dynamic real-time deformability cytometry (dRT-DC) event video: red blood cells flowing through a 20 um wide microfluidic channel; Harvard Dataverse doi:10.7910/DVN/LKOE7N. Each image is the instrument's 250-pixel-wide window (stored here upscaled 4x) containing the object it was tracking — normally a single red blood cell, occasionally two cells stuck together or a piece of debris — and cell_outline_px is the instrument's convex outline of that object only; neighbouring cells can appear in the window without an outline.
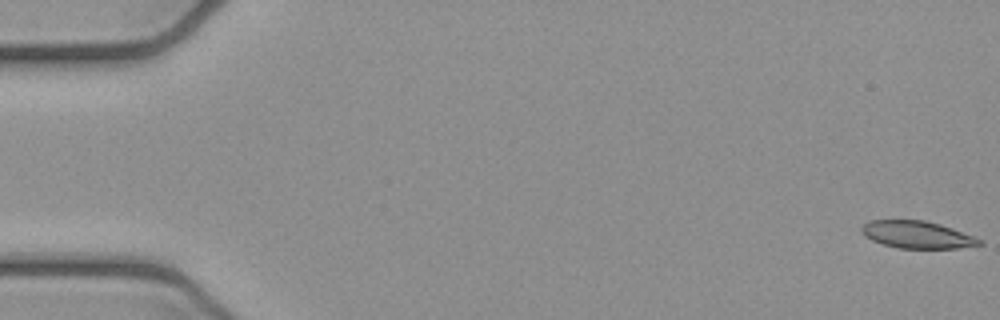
{"species": "common noctule bat (a hibernating species)", "species_latin": "Nyctalus noctula", "temperature_condition": "cold", "stored_images_in_passage": 4, "camera_frame_rate_fps": 3000, "um_per_image_px": 0.085, "animal": {"sex": "female", "body_mass_g": 21.9}, "frame": {"image": 1, "passage_image": 1, "time_ms": 0.0, "image_size_px": [1000, 320], "cell_outline_px": [[984, 244], [956, 248], [900, 248], [884, 244], [872, 240], [864, 236], [860, 232], [860, 228], [868, 220], [924, 220], [940, 224], [952, 228], [984, 240]], "centroid_in_image_um": [77.95, 19.94], "position_along_channel_um": 7.1, "area_um2": 18.73}}